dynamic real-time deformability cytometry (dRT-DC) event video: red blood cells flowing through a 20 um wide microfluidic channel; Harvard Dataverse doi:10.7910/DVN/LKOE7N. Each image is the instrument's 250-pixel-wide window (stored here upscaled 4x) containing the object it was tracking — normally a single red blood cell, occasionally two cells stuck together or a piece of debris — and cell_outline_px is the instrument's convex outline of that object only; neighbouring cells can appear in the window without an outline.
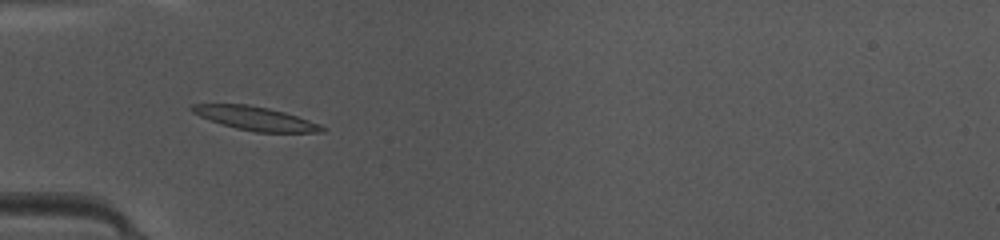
{"species": "common noctule bat (a hibernating species)", "species_latin": "Nyctalus noctula", "temperature_condition": "warm", "stored_images_in_passage": 48, "camera_frame_rate_fps": 3000, "um_per_image_px": 0.085, "animal": {"sex": "female", "body_mass_g": 10.0, "forearm_length_mm": 53.1}, "frame": {"image": 1, "passage_image": 16, "time_ms": 5.0, "image_size_px": [1000, 240], "cell_outline_px": [[328, 128], [324, 132], [256, 132], [236, 128], [200, 116], [192, 112], [188, 108], [192, 104], [248, 104], [268, 108], [284, 112], [320, 124]], "centroid_in_image_um": [21.73, 10.06], "position_along_channel_um": 63.3, "area_um2": 17.74}}
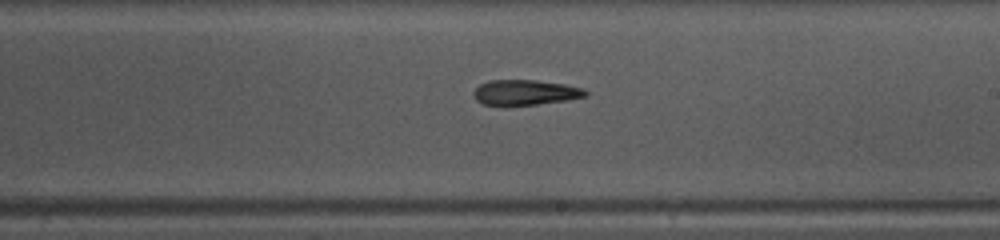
{"frame": {"image": 2, "passage_image": 29, "time_ms": 9.333, "image_size_px": [1000, 240], "cell_outline_px": [[588, 96], [564, 100], [536, 104], [484, 104], [476, 100], [472, 96], [472, 92], [480, 84], [488, 80], [536, 80], [564, 84], [584, 88], [588, 92]], "centroid_in_image_um": [44.64, 7.83], "position_along_channel_um": 244.4, "area_um2": 16.24}}
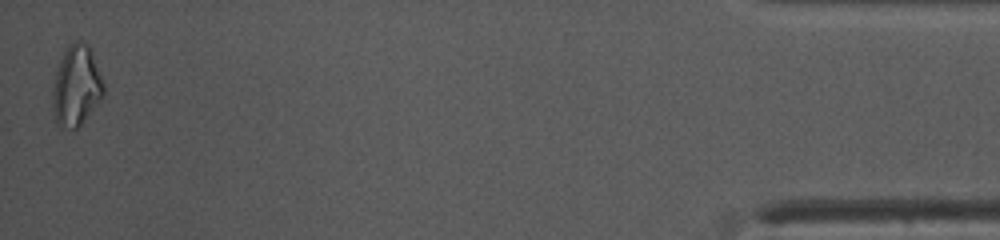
{"frame": {"image": 3, "passage_image": 48, "time_ms": 15.667, "image_size_px": [1000, 240], "cell_outline_px": [[104, 96], [80, 124], [76, 128], [60, 128], [56, 124], [52, 108], [52, 88], [56, 72], [60, 60], [68, 44], [72, 40], [80, 40], [88, 44], [92, 52], [104, 84]], "centroid_in_image_um": [6.47, 7.28], "position_along_channel_um": 428.7, "area_um2": 24.04}, "authors_computed_cell_mechanics": {"area_um2": 17.1088, "velocity_mm_per_s": 4.2046, "shape_relaxation_time_tau1_ms": 10.7097, "shape_relaxation_time_tau2_ms": null, "deformation_change_tau1": 0.29, "deformation_change_tau2": null}}